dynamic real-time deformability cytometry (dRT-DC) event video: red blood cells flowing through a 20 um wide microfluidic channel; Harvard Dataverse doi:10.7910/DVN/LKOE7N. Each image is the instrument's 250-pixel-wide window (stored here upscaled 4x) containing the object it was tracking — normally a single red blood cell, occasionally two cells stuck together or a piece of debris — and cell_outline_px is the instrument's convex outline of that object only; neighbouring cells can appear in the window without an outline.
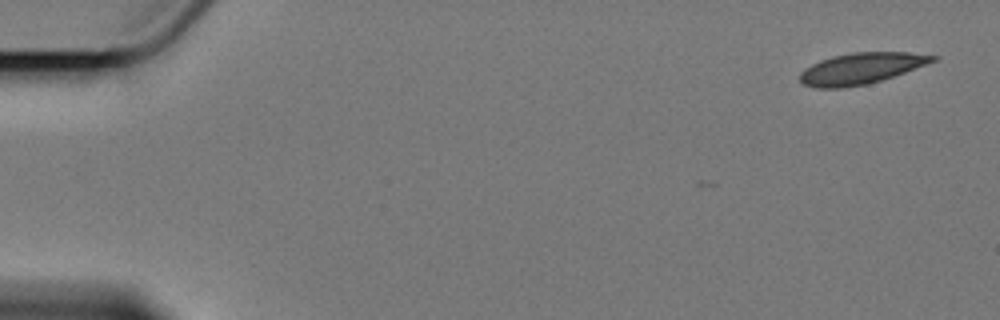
{"species": "Egyptian fruit bat (a non-hibernating species)", "species_latin": "Rousettus aegyptiacus", "temperature_condition": "cold", "stored_images_in_passage": 3, "camera_frame_rate_fps": 3000, "um_per_image_px": 0.085, "animal": {"sex": "female"}, "frame": {"image": 1, "passage_image": 1, "time_ms": 0.0, "image_size_px": [1000, 320], "cell_outline_px": [[940, 56], [936, 60], [904, 72], [868, 84], [840, 88], [816, 88], [804, 84], [800, 80], [800, 72], [804, 68], [820, 60], [832, 56], [852, 52], [908, 52]], "centroid_in_image_um": [73.16, 5.81], "position_along_channel_um": 11.8, "area_um2": 23.93}}